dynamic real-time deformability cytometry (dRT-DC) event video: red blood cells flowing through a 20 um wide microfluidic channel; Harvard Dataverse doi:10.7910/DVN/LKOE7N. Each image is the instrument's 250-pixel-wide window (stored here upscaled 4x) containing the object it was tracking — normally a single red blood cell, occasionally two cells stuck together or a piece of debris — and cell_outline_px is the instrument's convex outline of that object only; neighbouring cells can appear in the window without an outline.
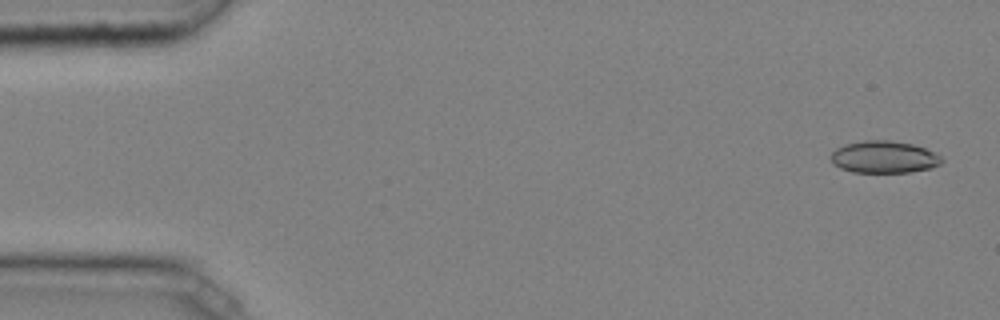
{"species": "common noctule bat (a hibernating species)", "species_latin": "Nyctalus noctula", "temperature_condition": "cold", "stored_images_in_passage": 46, "camera_frame_rate_fps": 3000, "um_per_image_px": 0.085, "animal": {"sex": "male", "body_mass_g": 20.4}, "frame": {"image": 1, "passage_image": 2, "time_ms": 0.333, "image_size_px": [1000, 320], "cell_outline_px": [[944, 160], [940, 164], [932, 168], [912, 172], [852, 172], [840, 168], [832, 164], [828, 156], [836, 148], [844, 144], [864, 140], [892, 140], [912, 144], [924, 148], [940, 156]], "centroid_in_image_um": [75.09, 13.35], "position_along_channel_um": 9.9, "area_um2": 20.98}}
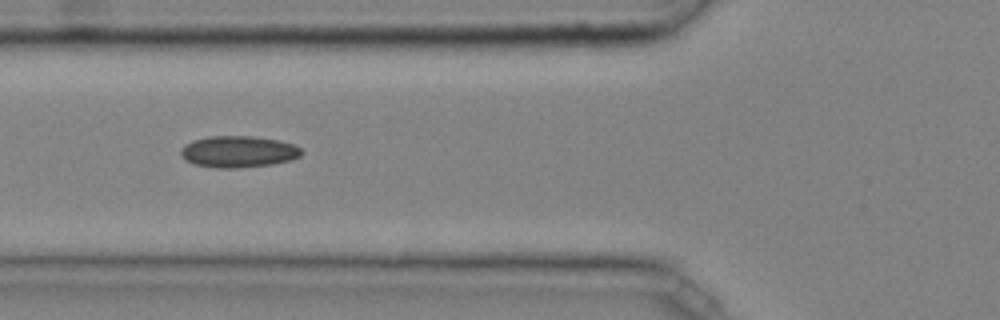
{"frame": {"image": 2, "passage_image": 18, "time_ms": 5.667, "image_size_px": [1000, 320], "cell_outline_px": [[304, 152], [300, 156], [292, 160], [272, 164], [236, 168], [216, 168], [196, 164], [184, 160], [180, 156], [180, 148], [184, 144], [192, 140], [208, 136], [252, 136], [280, 140], [292, 144], [300, 148]], "centroid_in_image_um": [20.23, 12.88], "position_along_channel_um": 105.6, "area_um2": 22.43}}
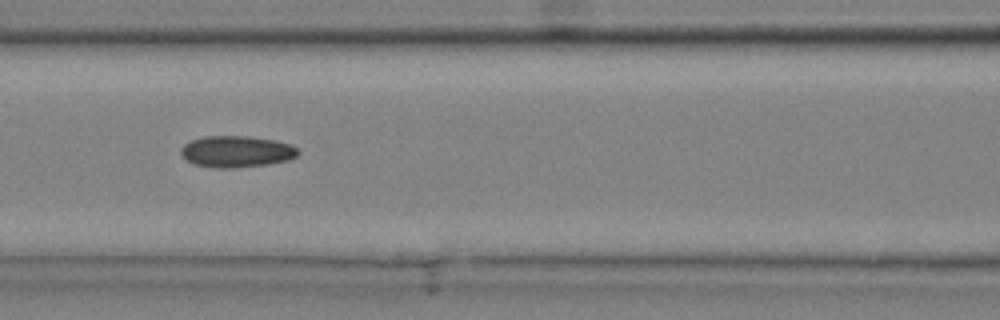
{"frame": {"image": 3, "passage_image": 21, "time_ms": 6.667, "image_size_px": [1000, 320], "cell_outline_px": [[300, 152], [296, 156], [288, 160], [268, 164], [236, 168], [216, 168], [192, 164], [180, 152], [180, 148], [184, 144], [192, 140], [204, 136], [248, 136], [276, 140], [292, 144]], "centroid_in_image_um": [20.12, 12.88], "position_along_channel_um": 146.5, "area_um2": 21.62}, "authors_computed_cell_mechanics": {"area_um2": 21.0392, "velocity_mm_per_s": 4.0752, "shape_relaxation_time_tau1_ms": null, "shape_relaxation_time_tau2_ms": 10.0266, "deformation_change_tau1": null, "deformation_change_tau2": 0.1183}}